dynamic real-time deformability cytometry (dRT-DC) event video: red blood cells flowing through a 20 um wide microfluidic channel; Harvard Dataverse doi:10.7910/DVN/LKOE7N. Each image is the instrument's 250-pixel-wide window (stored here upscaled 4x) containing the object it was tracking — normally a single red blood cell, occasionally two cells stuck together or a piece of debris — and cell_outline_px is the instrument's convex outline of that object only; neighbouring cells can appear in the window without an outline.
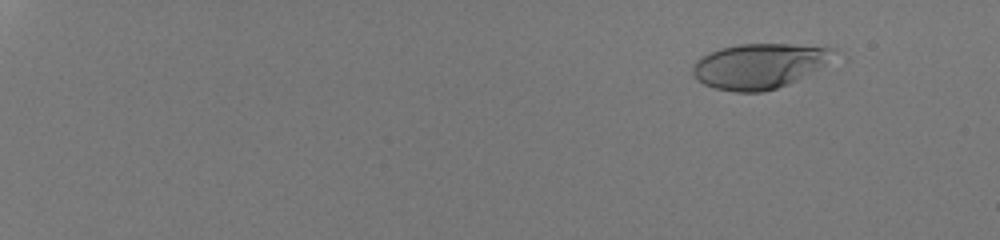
{"species": "human", "species_latin": "Homo sapiens", "temperature_condition": "room temperature", "stored_images_in_passage": 54, "camera_frame_rate_fps": 3000, "um_per_image_px": 0.085, "donor": {"sex": "male"}, "frame": {"image": 1, "passage_image": 7, "time_ms": 2.0, "image_size_px": [1000, 240], "cell_outline_px": [[832, 48], [824, 64], [796, 80], [788, 84], [776, 88], [760, 92], [736, 92], [716, 88], [704, 84], [696, 80], [692, 76], [692, 64], [696, 60], [720, 48], [740, 44], [788, 44]], "centroid_in_image_um": [64.39, 5.62], "position_along_channel_um": 20.6, "area_um2": 36.13}}
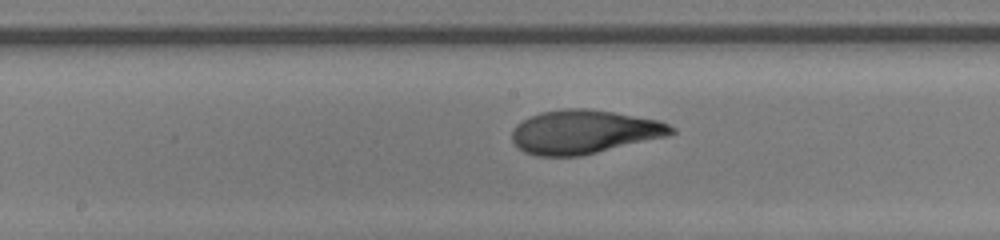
{"frame": {"image": 2, "passage_image": 34, "time_ms": 11.0, "image_size_px": [1000, 240], "cell_outline_px": [[676, 132], [668, 136], [580, 156], [536, 156], [524, 152], [512, 140], [512, 128], [516, 124], [528, 116], [540, 112], [564, 108], [588, 108], [660, 120], [676, 128]], "centroid_in_image_um": [49.64, 11.2], "position_along_channel_um": 198.6, "area_um2": 40.81}}
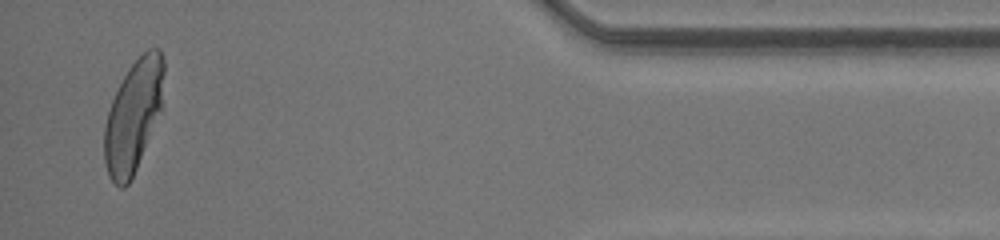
{"frame": {"image": 3, "passage_image": 53, "time_ms": 17.333, "image_size_px": [1000, 240], "cell_outline_px": [[164, 72], [160, 112], [136, 168], [128, 184], [124, 188], [120, 188], [108, 176], [104, 160], [104, 128], [108, 112], [112, 100], [128, 68], [148, 48], [160, 48], [164, 60]], "centroid_in_image_um": [11.33, 9.85], "position_along_channel_um": 423.9, "area_um2": 38.21}, "authors_computed_cell_mechanics": {"area_um2": 38.5237, "velocity_mm_per_s": 4.2674, "shape_relaxation_time_tau1_ms": 3.8514, "shape_relaxation_time_tau2_ms": 0.6805, "deformation_change_tau1": 0.2205, "deformation_change_tau2": 0.0667}}